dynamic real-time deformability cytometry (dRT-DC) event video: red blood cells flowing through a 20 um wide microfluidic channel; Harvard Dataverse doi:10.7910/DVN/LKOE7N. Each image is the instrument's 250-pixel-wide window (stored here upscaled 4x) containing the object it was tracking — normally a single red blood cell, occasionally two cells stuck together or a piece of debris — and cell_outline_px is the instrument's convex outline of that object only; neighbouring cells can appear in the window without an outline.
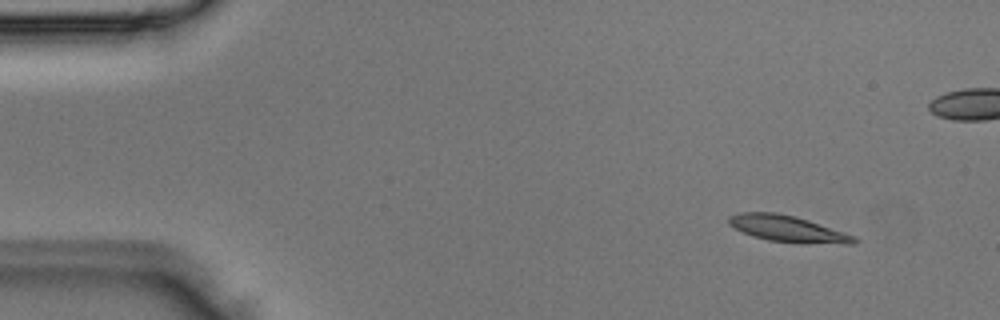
{"species": "Egyptian fruit bat (a non-hibernating species)", "species_latin": "Rousettus aegyptiacus", "temperature_condition": "room temperature", "stored_images_in_passage": 3, "segment_of_instrument_passage": [2, 2], "camera_frame_rate_fps": 3000, "um_per_image_px": 0.085, "animal": {"sex": "male"}, "frame": {"image": 1, "passage_image": 3, "time_ms": 0.667, "image_size_px": [1000, 320], "cell_outline_px": [[860, 240], [856, 244], [844, 244], [768, 240], [752, 236], [728, 224], [728, 216], [736, 212], [776, 212], [796, 216], [856, 236]], "centroid_in_image_um": [66.95, 19.42], "position_along_channel_um": 18.0, "area_um2": 19.02}}